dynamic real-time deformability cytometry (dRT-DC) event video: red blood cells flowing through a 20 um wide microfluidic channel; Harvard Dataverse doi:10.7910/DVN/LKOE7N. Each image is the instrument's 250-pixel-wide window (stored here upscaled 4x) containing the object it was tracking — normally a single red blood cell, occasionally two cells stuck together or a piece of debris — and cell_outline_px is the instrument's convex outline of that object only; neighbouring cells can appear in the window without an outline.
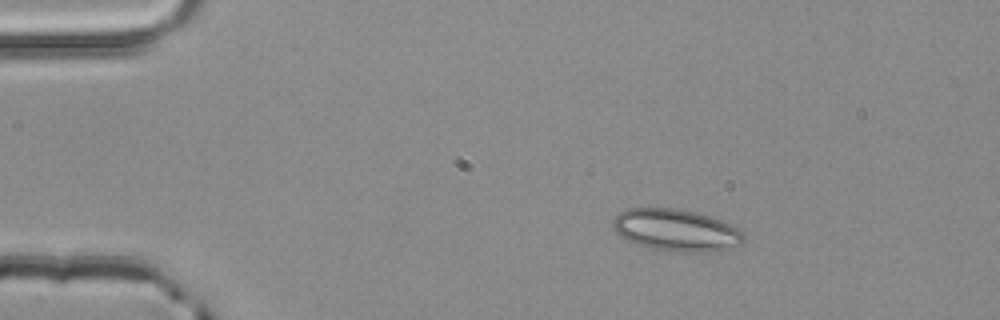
{"species": "common noctule bat (a hibernating species)", "species_latin": "Nyctalus noctula", "temperature_condition": "room temperature", "stored_images_in_passage": 2, "camera_frame_rate_fps": 3000, "um_per_image_px": 0.085, "animal": {"sex": "male", "body_mass_g": 20.4}, "frame": {"image": 1, "passage_image": 1, "time_ms": 0.0, "image_size_px": [1000, 320], "cell_outline_px": [[744, 240], [740, 244], [732, 248], [708, 252], [680, 252], [656, 248], [636, 244], [624, 240], [612, 228], [612, 220], [620, 212], [628, 208], [676, 208], [696, 212], [720, 220], [744, 232]], "centroid_in_image_um": [57.45, 19.56], "position_along_channel_um": 27.6, "area_um2": 31.96}}